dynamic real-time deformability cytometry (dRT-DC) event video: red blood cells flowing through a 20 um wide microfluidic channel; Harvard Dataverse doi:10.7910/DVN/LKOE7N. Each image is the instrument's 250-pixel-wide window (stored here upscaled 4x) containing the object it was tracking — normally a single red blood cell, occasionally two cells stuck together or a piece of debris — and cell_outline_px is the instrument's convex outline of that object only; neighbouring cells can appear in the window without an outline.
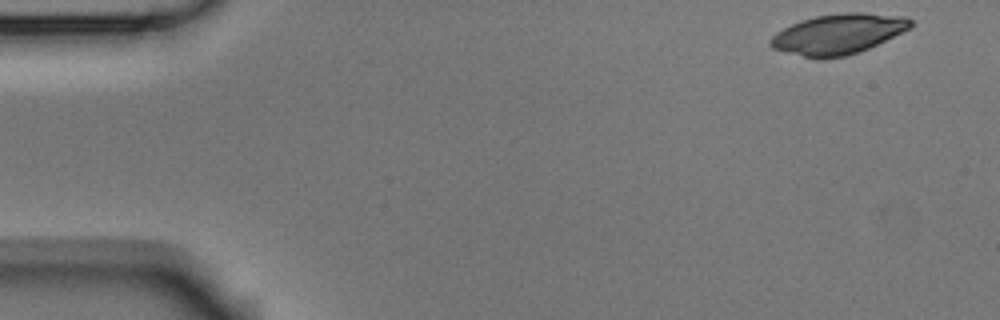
{"species": "Egyptian fruit bat (a non-hibernating species)", "species_latin": "Rousettus aegyptiacus", "temperature_condition": "room temperature", "stored_images_in_passage": 4, "camera_frame_rate_fps": 3000, "um_per_image_px": 0.085, "animal": {"sex": "male"}, "frame": {"image": 1, "passage_image": 1, "time_ms": 0.0, "image_size_px": [1000, 320], "cell_outline_px": [[912, 28], [860, 52], [844, 56], [820, 60], [772, 48], [768, 44], [768, 40], [776, 32], [800, 20], [816, 16], [844, 12], [864, 12], [904, 16], [912, 20]], "centroid_in_image_um": [71.26, 2.89], "position_along_channel_um": 13.7, "area_um2": 33.06}}